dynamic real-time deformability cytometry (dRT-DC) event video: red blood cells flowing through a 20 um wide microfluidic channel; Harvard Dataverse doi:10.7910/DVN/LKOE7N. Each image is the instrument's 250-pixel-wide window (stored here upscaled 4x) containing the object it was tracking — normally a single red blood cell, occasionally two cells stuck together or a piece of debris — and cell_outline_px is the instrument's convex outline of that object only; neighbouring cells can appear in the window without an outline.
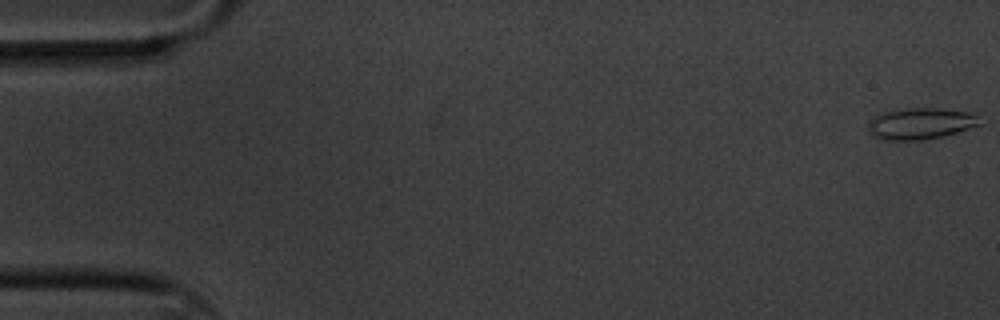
{"species": "common noctule bat (a hibernating species)", "species_latin": "Nyctalus noctula", "temperature_condition": "cold", "stored_images_in_passage": 11, "camera_frame_rate_fps": 3000, "um_per_image_px": 0.085, "animal": {"sex": "male", "body_mass_g": 20.1, "forearm_length_mm": 53.5}, "frame": {"image": 1, "passage_image": 1, "time_ms": 0.0, "image_size_px": [1000, 320], "cell_outline_px": [[984, 124], [944, 136], [924, 140], [880, 140], [872, 136], [868, 132], [868, 124], [872, 116], [880, 112], [908, 108], [936, 108], [972, 112]], "centroid_in_image_um": [78.22, 10.51], "position_along_channel_um": 6.8, "area_um2": 20.87}}